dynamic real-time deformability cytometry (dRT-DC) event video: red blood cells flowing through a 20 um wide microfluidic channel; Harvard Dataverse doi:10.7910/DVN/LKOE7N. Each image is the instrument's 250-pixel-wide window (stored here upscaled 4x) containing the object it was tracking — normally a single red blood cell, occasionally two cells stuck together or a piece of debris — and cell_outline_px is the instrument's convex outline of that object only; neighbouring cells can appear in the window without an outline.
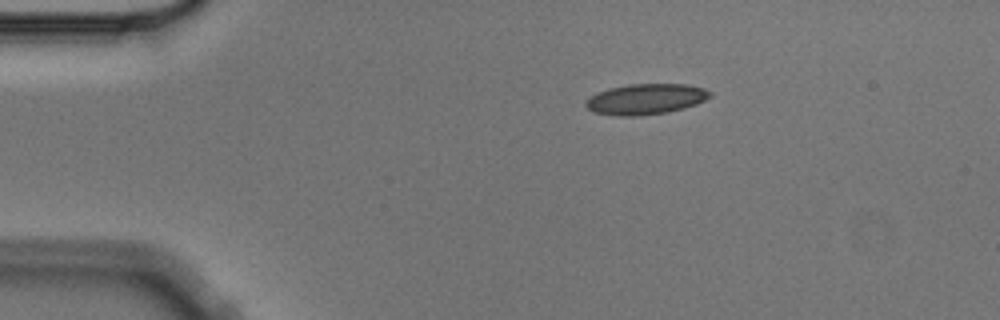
{"species": "Egyptian fruit bat (a non-hibernating species)", "species_latin": "Rousettus aegyptiacus", "temperature_condition": "cold", "stored_images_in_passage": 6, "camera_frame_rate_fps": 3000, "um_per_image_px": 0.085, "animal": {"sex": "male"}, "frame": {"image": 1, "passage_image": 1, "time_ms": 0.0, "image_size_px": [1000, 320], "cell_outline_px": [[712, 96], [696, 104], [684, 108], [668, 112], [640, 116], [616, 116], [596, 112], [588, 108], [584, 104], [592, 96], [608, 88], [628, 84], [688, 84], [704, 88], [712, 92]], "centroid_in_image_um": [54.94, 8.42], "position_along_channel_um": 30.1, "area_um2": 22.14}}
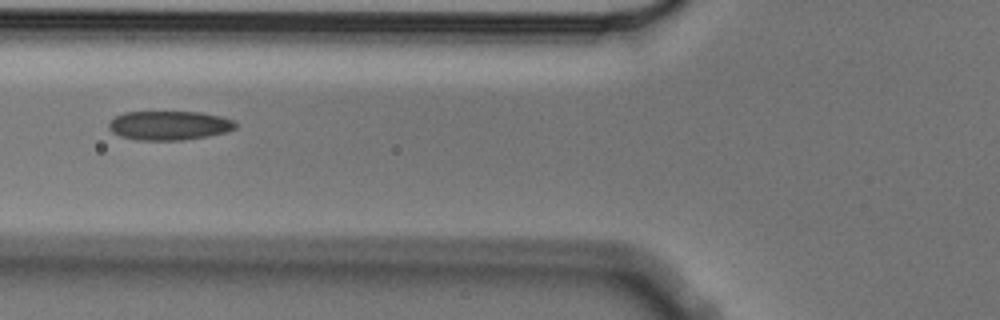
{"frame": {"image": 2, "passage_image": 4, "time_ms": 1.0, "image_size_px": [1000, 320], "cell_outline_px": [[240, 124], [236, 128], [228, 132], [208, 136], [180, 140], [136, 140], [120, 136], [112, 132], [108, 128], [108, 124], [116, 116], [124, 112], [200, 112], [220, 116], [232, 120]], "centroid_in_image_um": [14.4, 10.67], "position_along_channel_um": 111.4, "area_um2": 21.62}}
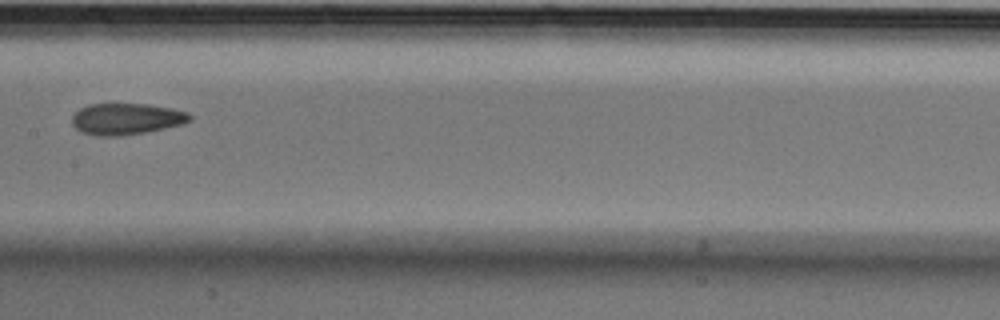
{"frame": {"image": 3, "passage_image": 6, "time_ms": 1.667, "image_size_px": [1000, 320], "cell_outline_px": [[192, 120], [184, 124], [144, 132], [120, 136], [96, 136], [84, 132], [76, 128], [72, 124], [72, 116], [80, 108], [88, 104], [148, 104], [188, 112], [192, 116]], "centroid_in_image_um": [10.74, 10.11], "position_along_channel_um": 196.7, "area_um2": 21.44}}